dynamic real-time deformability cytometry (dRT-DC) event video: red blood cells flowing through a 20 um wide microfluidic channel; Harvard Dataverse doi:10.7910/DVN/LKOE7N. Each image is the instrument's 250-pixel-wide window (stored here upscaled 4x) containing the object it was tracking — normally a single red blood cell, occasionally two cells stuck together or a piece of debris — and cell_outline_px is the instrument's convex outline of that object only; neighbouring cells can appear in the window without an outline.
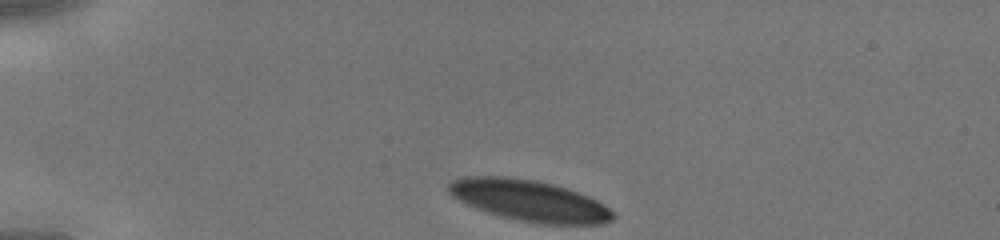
{"species": "human", "species_latin": "Homo sapiens", "temperature_condition": "cold", "stored_images_in_passage": 29, "camera_frame_rate_fps": 3000, "um_per_image_px": 0.085, "donor": {"sex": "male"}, "frame": {"image": 1, "passage_image": 1, "time_ms": 0.0, "image_size_px": [1000, 240], "cell_outline_px": [[616, 216], [612, 220], [604, 224], [536, 224], [500, 216], [476, 208], [452, 196], [448, 192], [448, 184], [452, 180], [460, 176], [508, 176], [536, 180], [552, 184], [588, 196], [604, 204]], "centroid_in_image_um": [44.97, 17.05], "position_along_channel_um": 40.0, "area_um2": 39.42}}
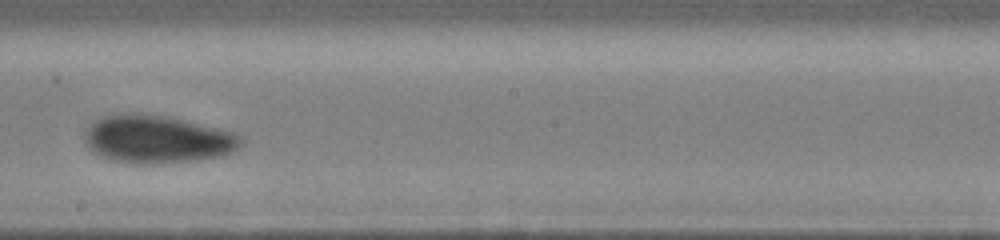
{"frame": {"image": 2, "passage_image": 17, "time_ms": 5.333, "image_size_px": [1000, 240], "cell_outline_px": [[244, 144], [240, 148], [224, 156], [160, 164], [132, 164], [112, 160], [100, 156], [92, 152], [84, 140], [84, 132], [100, 116], [120, 112], [140, 112], [168, 116], [232, 132], [244, 136]], "centroid_in_image_um": [13.36, 11.83], "position_along_channel_um": 234.8, "area_um2": 44.39}}
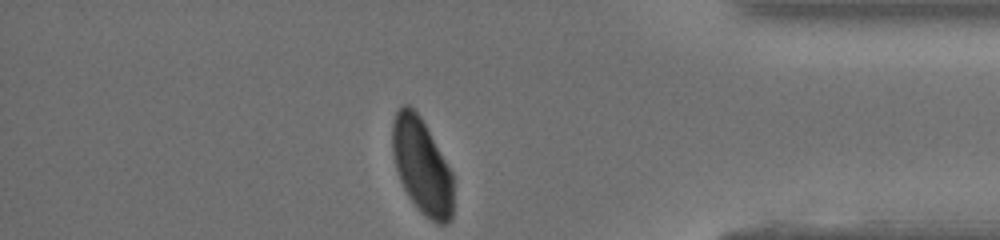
{"frame": {"image": 3, "passage_image": 29, "time_ms": 9.333, "image_size_px": [1000, 240], "cell_outline_px": [[452, 220], [448, 224], [440, 224], [432, 220], [420, 212], [404, 188], [400, 180], [396, 168], [392, 152], [392, 120], [396, 112], [404, 104], [408, 104], [420, 116], [452, 172]], "centroid_in_image_um": [35.85, 14.13], "position_along_channel_um": 399.4, "area_um2": 33.58}}